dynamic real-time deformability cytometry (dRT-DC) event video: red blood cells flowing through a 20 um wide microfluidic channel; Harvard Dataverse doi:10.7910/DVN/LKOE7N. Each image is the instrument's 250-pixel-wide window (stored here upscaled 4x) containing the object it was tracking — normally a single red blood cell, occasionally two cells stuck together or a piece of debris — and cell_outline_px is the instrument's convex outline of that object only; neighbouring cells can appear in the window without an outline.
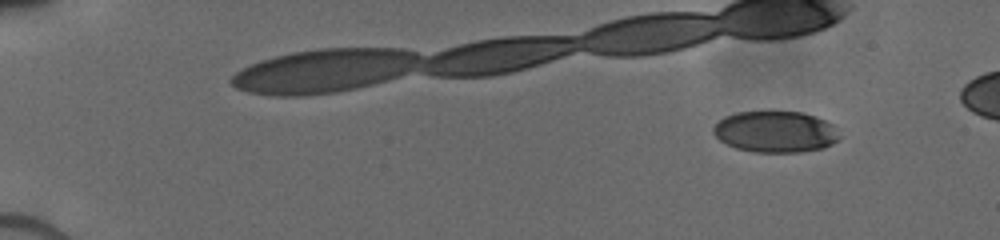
{"species": "human", "species_latin": "Homo sapiens", "temperature_condition": "cold", "stored_images_in_passage": 18, "camera_frame_rate_fps": 3000, "um_per_image_px": 0.085, "donor": {"sex": "male"}, "frame": {"image": 1, "passage_image": 3, "time_ms": 0.667, "image_size_px": [1000, 240], "cell_outline_px": [[840, 136], [832, 144], [824, 148], [800, 152], [752, 152], [736, 148], [720, 140], [712, 132], [712, 128], [724, 116], [736, 112], [768, 108], [772, 108], [804, 112], [824, 120], [832, 124]], "centroid_in_image_um": [65.88, 11.14], "position_along_channel_um": 19.1, "area_um2": 31.33}}